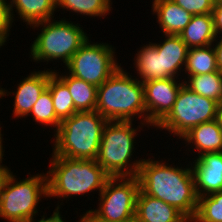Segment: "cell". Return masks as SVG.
Segmentation results:
<instances>
[{"label":"cell","mask_w":222,"mask_h":222,"mask_svg":"<svg viewBox=\"0 0 222 222\" xmlns=\"http://www.w3.org/2000/svg\"><path fill=\"white\" fill-rule=\"evenodd\" d=\"M42 197H48L47 173L18 182L10 172L0 196V217L8 222H32L38 216L37 206Z\"/></svg>","instance_id":"cell-7"},{"label":"cell","mask_w":222,"mask_h":222,"mask_svg":"<svg viewBox=\"0 0 222 222\" xmlns=\"http://www.w3.org/2000/svg\"><path fill=\"white\" fill-rule=\"evenodd\" d=\"M150 159H143L139 167L140 190L175 207L191 222L196 216L199 200L191 166L176 167L164 160Z\"/></svg>","instance_id":"cell-1"},{"label":"cell","mask_w":222,"mask_h":222,"mask_svg":"<svg viewBox=\"0 0 222 222\" xmlns=\"http://www.w3.org/2000/svg\"><path fill=\"white\" fill-rule=\"evenodd\" d=\"M125 222H143L140 219H138L136 216L130 218L129 220H126Z\"/></svg>","instance_id":"cell-38"},{"label":"cell","mask_w":222,"mask_h":222,"mask_svg":"<svg viewBox=\"0 0 222 222\" xmlns=\"http://www.w3.org/2000/svg\"><path fill=\"white\" fill-rule=\"evenodd\" d=\"M78 222H98L94 220L87 212L82 215Z\"/></svg>","instance_id":"cell-35"},{"label":"cell","mask_w":222,"mask_h":222,"mask_svg":"<svg viewBox=\"0 0 222 222\" xmlns=\"http://www.w3.org/2000/svg\"><path fill=\"white\" fill-rule=\"evenodd\" d=\"M216 120L219 124V127L222 129V102L218 106Z\"/></svg>","instance_id":"cell-34"},{"label":"cell","mask_w":222,"mask_h":222,"mask_svg":"<svg viewBox=\"0 0 222 222\" xmlns=\"http://www.w3.org/2000/svg\"><path fill=\"white\" fill-rule=\"evenodd\" d=\"M132 121H108L103 129V134L96 157V162L111 176H137L142 158L130 159L135 152V137L138 128L145 124L133 127ZM143 126V127H141ZM134 151V152H133Z\"/></svg>","instance_id":"cell-5"},{"label":"cell","mask_w":222,"mask_h":222,"mask_svg":"<svg viewBox=\"0 0 222 222\" xmlns=\"http://www.w3.org/2000/svg\"><path fill=\"white\" fill-rule=\"evenodd\" d=\"M139 190L137 176L110 177L98 194L99 207L86 212L98 222H125L135 216Z\"/></svg>","instance_id":"cell-9"},{"label":"cell","mask_w":222,"mask_h":222,"mask_svg":"<svg viewBox=\"0 0 222 222\" xmlns=\"http://www.w3.org/2000/svg\"><path fill=\"white\" fill-rule=\"evenodd\" d=\"M179 36L188 48L213 44L217 36L212 14L193 15L191 21Z\"/></svg>","instance_id":"cell-19"},{"label":"cell","mask_w":222,"mask_h":222,"mask_svg":"<svg viewBox=\"0 0 222 222\" xmlns=\"http://www.w3.org/2000/svg\"><path fill=\"white\" fill-rule=\"evenodd\" d=\"M53 73V69L46 68L41 71H33L20 80L14 97V118H25L30 113L32 106L37 102L40 95L48 87L49 76Z\"/></svg>","instance_id":"cell-13"},{"label":"cell","mask_w":222,"mask_h":222,"mask_svg":"<svg viewBox=\"0 0 222 222\" xmlns=\"http://www.w3.org/2000/svg\"><path fill=\"white\" fill-rule=\"evenodd\" d=\"M9 4L12 20L14 21L13 13L16 9L18 18L30 28L34 24L54 18L57 9V0H10Z\"/></svg>","instance_id":"cell-18"},{"label":"cell","mask_w":222,"mask_h":222,"mask_svg":"<svg viewBox=\"0 0 222 222\" xmlns=\"http://www.w3.org/2000/svg\"><path fill=\"white\" fill-rule=\"evenodd\" d=\"M1 128H2V127H0V161H2L3 156H4V153H3V152H4V149H3V143H2V142H4V141H3V137H2L3 134L1 133V131H2Z\"/></svg>","instance_id":"cell-36"},{"label":"cell","mask_w":222,"mask_h":222,"mask_svg":"<svg viewBox=\"0 0 222 222\" xmlns=\"http://www.w3.org/2000/svg\"><path fill=\"white\" fill-rule=\"evenodd\" d=\"M191 222H222V191L199 197L196 216Z\"/></svg>","instance_id":"cell-27"},{"label":"cell","mask_w":222,"mask_h":222,"mask_svg":"<svg viewBox=\"0 0 222 222\" xmlns=\"http://www.w3.org/2000/svg\"><path fill=\"white\" fill-rule=\"evenodd\" d=\"M111 5V0H57V9L62 8L77 15L94 16V18L108 15L112 10Z\"/></svg>","instance_id":"cell-25"},{"label":"cell","mask_w":222,"mask_h":222,"mask_svg":"<svg viewBox=\"0 0 222 222\" xmlns=\"http://www.w3.org/2000/svg\"><path fill=\"white\" fill-rule=\"evenodd\" d=\"M181 82V83H179ZM184 81L166 78L143 82L146 125L156 126L169 114Z\"/></svg>","instance_id":"cell-11"},{"label":"cell","mask_w":222,"mask_h":222,"mask_svg":"<svg viewBox=\"0 0 222 222\" xmlns=\"http://www.w3.org/2000/svg\"><path fill=\"white\" fill-rule=\"evenodd\" d=\"M165 36V37H164ZM164 41L152 43L163 54L164 79L177 78L185 67L188 47L179 35L165 34ZM180 72V74H178Z\"/></svg>","instance_id":"cell-16"},{"label":"cell","mask_w":222,"mask_h":222,"mask_svg":"<svg viewBox=\"0 0 222 222\" xmlns=\"http://www.w3.org/2000/svg\"><path fill=\"white\" fill-rule=\"evenodd\" d=\"M49 162L48 198L69 199L95 190L100 194L111 177L96 160L69 159L52 155Z\"/></svg>","instance_id":"cell-3"},{"label":"cell","mask_w":222,"mask_h":222,"mask_svg":"<svg viewBox=\"0 0 222 222\" xmlns=\"http://www.w3.org/2000/svg\"><path fill=\"white\" fill-rule=\"evenodd\" d=\"M53 72L67 85L77 112L95 111L97 104L96 86L67 72L60 75L59 71L57 72L55 69Z\"/></svg>","instance_id":"cell-21"},{"label":"cell","mask_w":222,"mask_h":222,"mask_svg":"<svg viewBox=\"0 0 222 222\" xmlns=\"http://www.w3.org/2000/svg\"><path fill=\"white\" fill-rule=\"evenodd\" d=\"M5 42H7V41H5L2 37H0V48H1L3 45H5Z\"/></svg>","instance_id":"cell-39"},{"label":"cell","mask_w":222,"mask_h":222,"mask_svg":"<svg viewBox=\"0 0 222 222\" xmlns=\"http://www.w3.org/2000/svg\"><path fill=\"white\" fill-rule=\"evenodd\" d=\"M108 122L96 110L76 112L64 119L55 134L52 155L69 159L96 160Z\"/></svg>","instance_id":"cell-4"},{"label":"cell","mask_w":222,"mask_h":222,"mask_svg":"<svg viewBox=\"0 0 222 222\" xmlns=\"http://www.w3.org/2000/svg\"><path fill=\"white\" fill-rule=\"evenodd\" d=\"M151 8L164 35H179L193 17L173 0H152Z\"/></svg>","instance_id":"cell-15"},{"label":"cell","mask_w":222,"mask_h":222,"mask_svg":"<svg viewBox=\"0 0 222 222\" xmlns=\"http://www.w3.org/2000/svg\"><path fill=\"white\" fill-rule=\"evenodd\" d=\"M34 122L44 126L54 127V133L57 131L61 121L57 118L53 105L50 90L46 88L38 98L37 102L32 106L30 113Z\"/></svg>","instance_id":"cell-26"},{"label":"cell","mask_w":222,"mask_h":222,"mask_svg":"<svg viewBox=\"0 0 222 222\" xmlns=\"http://www.w3.org/2000/svg\"><path fill=\"white\" fill-rule=\"evenodd\" d=\"M140 50V51H139ZM134 59L138 80L143 82L164 79L163 54L149 42L139 49Z\"/></svg>","instance_id":"cell-20"},{"label":"cell","mask_w":222,"mask_h":222,"mask_svg":"<svg viewBox=\"0 0 222 222\" xmlns=\"http://www.w3.org/2000/svg\"><path fill=\"white\" fill-rule=\"evenodd\" d=\"M42 218H40L37 222H66L64 221L65 219H62V215L60 214V205H58L57 207H55V210L53 211V214L50 217H45V215L41 216ZM32 222H35L32 221Z\"/></svg>","instance_id":"cell-32"},{"label":"cell","mask_w":222,"mask_h":222,"mask_svg":"<svg viewBox=\"0 0 222 222\" xmlns=\"http://www.w3.org/2000/svg\"><path fill=\"white\" fill-rule=\"evenodd\" d=\"M114 49L108 43H92L88 38L65 65L66 71L99 87L121 66L114 57Z\"/></svg>","instance_id":"cell-10"},{"label":"cell","mask_w":222,"mask_h":222,"mask_svg":"<svg viewBox=\"0 0 222 222\" xmlns=\"http://www.w3.org/2000/svg\"><path fill=\"white\" fill-rule=\"evenodd\" d=\"M181 139L185 144L194 146L192 149L198 151V156L205 153L222 152V129L217 120L201 123L194 126Z\"/></svg>","instance_id":"cell-17"},{"label":"cell","mask_w":222,"mask_h":222,"mask_svg":"<svg viewBox=\"0 0 222 222\" xmlns=\"http://www.w3.org/2000/svg\"><path fill=\"white\" fill-rule=\"evenodd\" d=\"M135 216L143 222H190L180 211L139 190Z\"/></svg>","instance_id":"cell-14"},{"label":"cell","mask_w":222,"mask_h":222,"mask_svg":"<svg viewBox=\"0 0 222 222\" xmlns=\"http://www.w3.org/2000/svg\"><path fill=\"white\" fill-rule=\"evenodd\" d=\"M217 3H222V0H216Z\"/></svg>","instance_id":"cell-40"},{"label":"cell","mask_w":222,"mask_h":222,"mask_svg":"<svg viewBox=\"0 0 222 222\" xmlns=\"http://www.w3.org/2000/svg\"><path fill=\"white\" fill-rule=\"evenodd\" d=\"M192 15L212 14L216 0H173Z\"/></svg>","instance_id":"cell-28"},{"label":"cell","mask_w":222,"mask_h":222,"mask_svg":"<svg viewBox=\"0 0 222 222\" xmlns=\"http://www.w3.org/2000/svg\"><path fill=\"white\" fill-rule=\"evenodd\" d=\"M42 27L30 46V58L34 62H49L61 60L64 66L89 38L78 23L61 20H47L32 25V29Z\"/></svg>","instance_id":"cell-6"},{"label":"cell","mask_w":222,"mask_h":222,"mask_svg":"<svg viewBox=\"0 0 222 222\" xmlns=\"http://www.w3.org/2000/svg\"><path fill=\"white\" fill-rule=\"evenodd\" d=\"M213 48L216 53L217 68L222 73V36L216 37L215 41L213 42Z\"/></svg>","instance_id":"cell-31"},{"label":"cell","mask_w":222,"mask_h":222,"mask_svg":"<svg viewBox=\"0 0 222 222\" xmlns=\"http://www.w3.org/2000/svg\"><path fill=\"white\" fill-rule=\"evenodd\" d=\"M219 103L183 85L169 114L156 126L182 138L194 126L216 119Z\"/></svg>","instance_id":"cell-8"},{"label":"cell","mask_w":222,"mask_h":222,"mask_svg":"<svg viewBox=\"0 0 222 222\" xmlns=\"http://www.w3.org/2000/svg\"><path fill=\"white\" fill-rule=\"evenodd\" d=\"M184 85L201 96L222 102V73L218 70L208 74L187 76Z\"/></svg>","instance_id":"cell-23"},{"label":"cell","mask_w":222,"mask_h":222,"mask_svg":"<svg viewBox=\"0 0 222 222\" xmlns=\"http://www.w3.org/2000/svg\"><path fill=\"white\" fill-rule=\"evenodd\" d=\"M47 88L51 93L56 116L61 122L77 112L67 85L54 72L49 76Z\"/></svg>","instance_id":"cell-24"},{"label":"cell","mask_w":222,"mask_h":222,"mask_svg":"<svg viewBox=\"0 0 222 222\" xmlns=\"http://www.w3.org/2000/svg\"><path fill=\"white\" fill-rule=\"evenodd\" d=\"M9 91H7V90H5V89H3V88H1L0 87V99H1V97L3 98V97H5L6 95L8 96L10 93L12 94V92H9ZM8 93V94H7Z\"/></svg>","instance_id":"cell-37"},{"label":"cell","mask_w":222,"mask_h":222,"mask_svg":"<svg viewBox=\"0 0 222 222\" xmlns=\"http://www.w3.org/2000/svg\"><path fill=\"white\" fill-rule=\"evenodd\" d=\"M212 16L216 36L220 37L222 36V3H217L215 1L214 8L212 10Z\"/></svg>","instance_id":"cell-30"},{"label":"cell","mask_w":222,"mask_h":222,"mask_svg":"<svg viewBox=\"0 0 222 222\" xmlns=\"http://www.w3.org/2000/svg\"><path fill=\"white\" fill-rule=\"evenodd\" d=\"M12 23L9 0H0V37L5 41L9 37Z\"/></svg>","instance_id":"cell-29"},{"label":"cell","mask_w":222,"mask_h":222,"mask_svg":"<svg viewBox=\"0 0 222 222\" xmlns=\"http://www.w3.org/2000/svg\"><path fill=\"white\" fill-rule=\"evenodd\" d=\"M187 76L208 74L218 71L216 53L213 45L188 48L186 64L183 69Z\"/></svg>","instance_id":"cell-22"},{"label":"cell","mask_w":222,"mask_h":222,"mask_svg":"<svg viewBox=\"0 0 222 222\" xmlns=\"http://www.w3.org/2000/svg\"><path fill=\"white\" fill-rule=\"evenodd\" d=\"M95 110L108 121L133 122L138 116L139 124H146L143 83L120 66L97 87Z\"/></svg>","instance_id":"cell-2"},{"label":"cell","mask_w":222,"mask_h":222,"mask_svg":"<svg viewBox=\"0 0 222 222\" xmlns=\"http://www.w3.org/2000/svg\"><path fill=\"white\" fill-rule=\"evenodd\" d=\"M2 162L3 161H0V196H1L4 184L11 172L10 168H8L7 166H4Z\"/></svg>","instance_id":"cell-33"},{"label":"cell","mask_w":222,"mask_h":222,"mask_svg":"<svg viewBox=\"0 0 222 222\" xmlns=\"http://www.w3.org/2000/svg\"><path fill=\"white\" fill-rule=\"evenodd\" d=\"M190 165L198 197L222 191V152L196 156Z\"/></svg>","instance_id":"cell-12"}]
</instances>
